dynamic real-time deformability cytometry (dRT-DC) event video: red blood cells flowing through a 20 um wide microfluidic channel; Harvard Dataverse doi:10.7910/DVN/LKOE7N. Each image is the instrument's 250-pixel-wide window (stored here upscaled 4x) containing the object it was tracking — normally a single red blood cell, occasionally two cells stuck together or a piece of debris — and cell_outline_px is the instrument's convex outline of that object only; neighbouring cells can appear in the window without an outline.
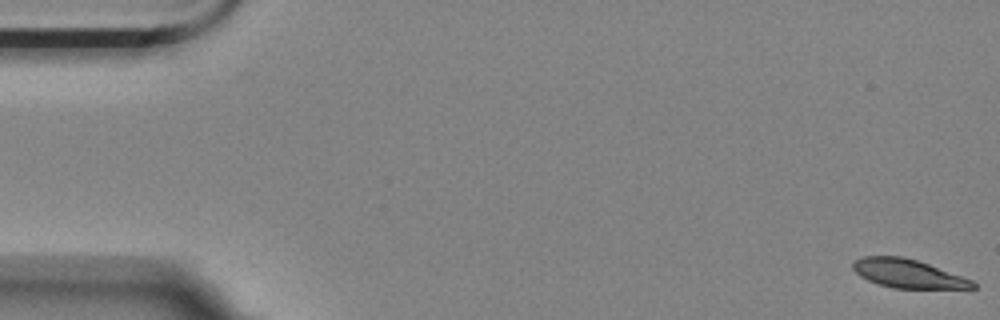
{"species": "Egyptian fruit bat (a non-hibernating species)", "species_latin": "Rousettus aegyptiacus", "temperature_condition": "room temperature", "stored_images_in_passage": 17, "camera_frame_rate_fps": 3000, "um_per_image_px": 0.085, "animal": {"sex": "female"}, "frame": {"image": 1, "passage_image": 1, "time_ms": 0.0, "image_size_px": [1000, 320], "cell_outline_px": [[976, 288], [892, 288], [868, 280], [860, 276], [852, 268], [852, 264], [856, 260], [864, 256], [900, 256], [916, 260], [928, 264], [972, 280], [976, 284]], "centroid_in_image_um": [77.15, 23.25], "position_along_channel_um": 7.8, "area_um2": 19.59}}
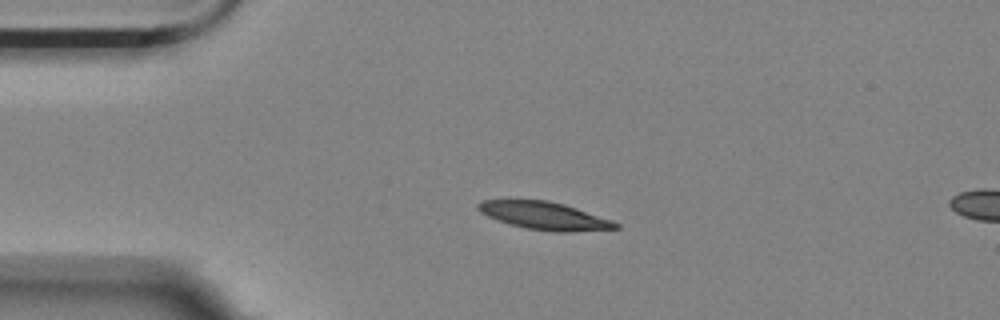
{"frame": {"image": 2, "passage_image": 13, "time_ms": 4.0, "image_size_px": [1000, 320], "cell_outline_px": [[620, 228], [572, 232], [552, 232], [524, 228], [488, 216], [480, 212], [476, 208], [476, 204], [480, 200], [548, 200], [564, 204], [612, 220], [620, 224]], "centroid_in_image_um": [46.29, 18.34], "position_along_channel_um": 38.7, "area_um2": 22.2}}